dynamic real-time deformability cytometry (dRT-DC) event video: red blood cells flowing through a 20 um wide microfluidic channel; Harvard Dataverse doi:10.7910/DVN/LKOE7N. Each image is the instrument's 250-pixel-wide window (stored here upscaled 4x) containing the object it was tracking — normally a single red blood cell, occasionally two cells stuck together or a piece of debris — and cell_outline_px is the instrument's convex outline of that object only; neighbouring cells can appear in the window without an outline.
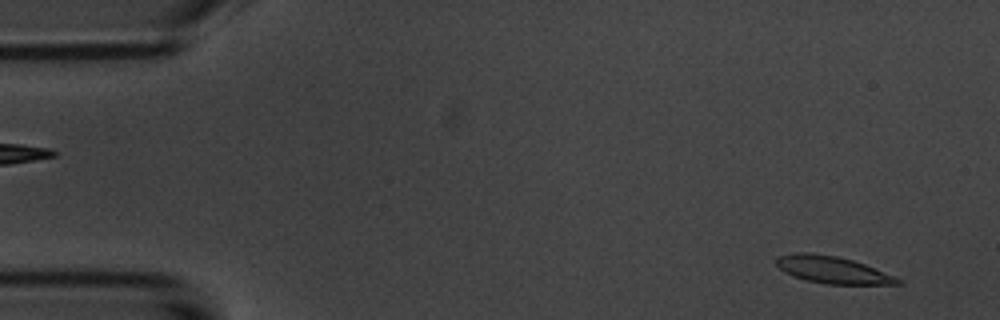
{"species": "common noctule bat (a hibernating species)", "species_latin": "Nyctalus noctula", "temperature_condition": "room temperature", "stored_images_in_passage": 5, "camera_frame_rate_fps": 3000, "um_per_image_px": 0.085, "animal": {"sex": "male", "body_mass_g": 20.1, "forearm_length_mm": 53.5}, "frame": {"image": 1, "passage_image": 1, "time_ms": 0.0, "image_size_px": [1000, 320], "cell_outline_px": [[904, 284], [828, 284], [804, 280], [792, 276], [784, 272], [776, 264], [776, 260], [780, 256], [800, 252], [808, 252], [836, 256], [852, 260], [864, 264], [892, 276], [900, 280]], "centroid_in_image_um": [70.71, 22.94], "position_along_channel_um": 14.3, "area_um2": 18.79}}
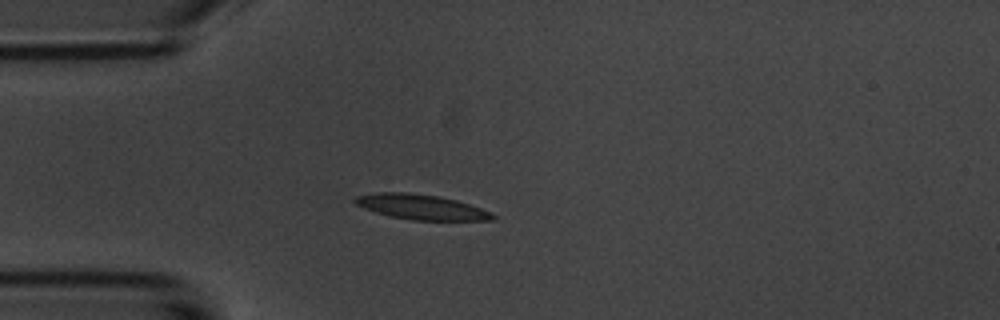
{"frame": {"image": 2, "passage_image": 4, "time_ms": 3.667, "image_size_px": [1000, 320], "cell_outline_px": [[496, 216], [492, 220], [412, 220], [388, 216], [364, 208], [356, 204], [352, 200], [356, 196], [376, 192], [408, 192], [440, 196], [456, 200], [480, 208]], "centroid_in_image_um": [35.74, 17.58], "position_along_channel_um": 49.3, "area_um2": 20.0}}